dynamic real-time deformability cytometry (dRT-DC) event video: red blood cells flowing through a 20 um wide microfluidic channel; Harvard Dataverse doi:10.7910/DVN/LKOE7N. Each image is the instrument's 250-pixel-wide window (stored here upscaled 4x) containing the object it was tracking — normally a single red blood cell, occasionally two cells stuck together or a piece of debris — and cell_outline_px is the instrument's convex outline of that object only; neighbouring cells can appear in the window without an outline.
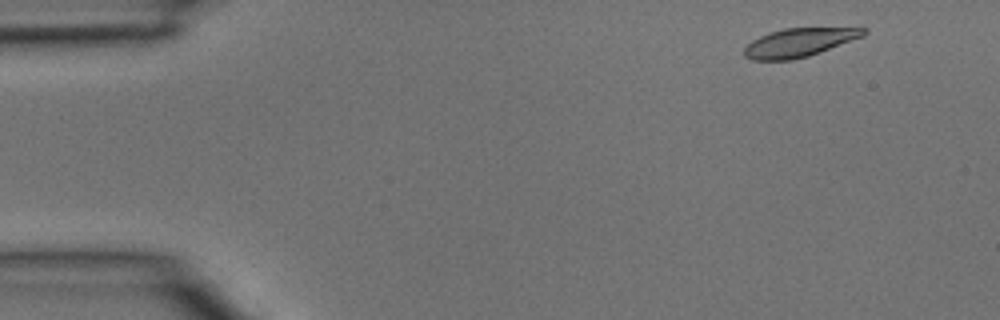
{"species": "common noctule bat (a hibernating species)", "species_latin": "Nyctalus noctula", "temperature_condition": "room temperature", "stored_images_in_passage": 3, "camera_frame_rate_fps": 3000, "um_per_image_px": 0.085, "animal": {"sex": "male", "body_mass_g": 15.6}, "frame": {"image": 1, "passage_image": 1, "time_ms": 0.0, "image_size_px": [1000, 320], "cell_outline_px": [[868, 32], [864, 36], [820, 52], [808, 56], [792, 60], [752, 60], [744, 56], [744, 48], [752, 40], [760, 36], [784, 28], [868, 28]], "centroid_in_image_um": [67.93, 3.62], "position_along_channel_um": 17.1, "area_um2": 19.77}}
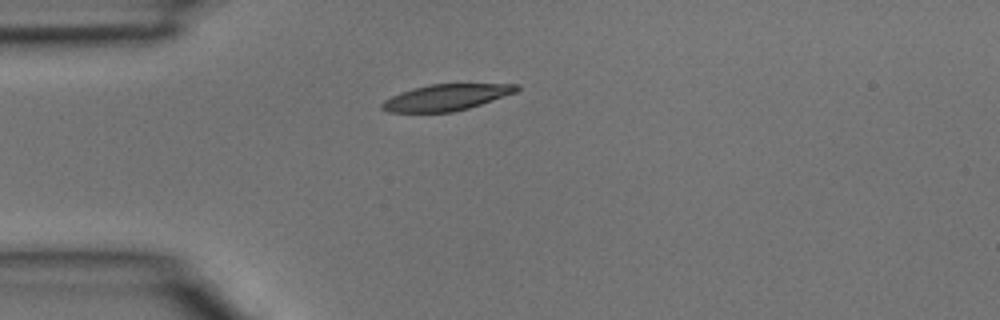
{"frame": {"image": 2, "passage_image": 3, "time_ms": 0.667, "image_size_px": [1000, 320], "cell_outline_px": [[520, 88], [516, 92], [468, 108], [452, 112], [388, 112], [380, 108], [380, 104], [384, 100], [400, 92], [412, 88], [432, 84], [520, 84]], "centroid_in_image_um": [37.89, 8.28], "position_along_channel_um": 47.1, "area_um2": 20.46}}